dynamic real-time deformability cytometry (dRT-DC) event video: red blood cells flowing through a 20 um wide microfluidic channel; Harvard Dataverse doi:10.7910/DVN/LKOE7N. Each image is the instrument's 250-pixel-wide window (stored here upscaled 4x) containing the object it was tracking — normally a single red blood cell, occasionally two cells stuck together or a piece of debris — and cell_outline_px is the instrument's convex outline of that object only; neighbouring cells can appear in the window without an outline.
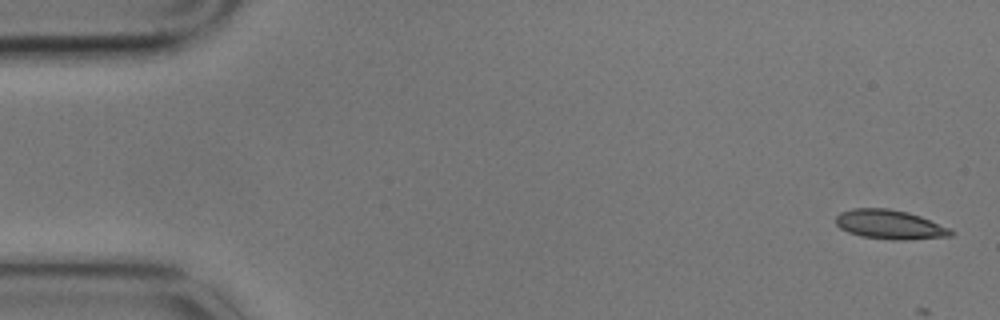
{"species": "common noctule bat (a hibernating species)", "species_latin": "Nyctalus noctula", "temperature_condition": "cold", "stored_images_in_passage": 4, "camera_frame_rate_fps": 3000, "um_per_image_px": 0.085, "animal": {"sex": "male", "body_mass_g": 17.9}, "frame": {"image": 1, "passage_image": 1, "time_ms": 0.0, "image_size_px": [1000, 320], "cell_outline_px": [[956, 232], [952, 236], [908, 240], [892, 240], [860, 236], [848, 232], [840, 228], [836, 224], [836, 216], [840, 212], [852, 208], [888, 208], [908, 212], [920, 216], [948, 228]], "centroid_in_image_um": [75.62, 19.09], "position_along_channel_um": 9.4, "area_um2": 19.71}}